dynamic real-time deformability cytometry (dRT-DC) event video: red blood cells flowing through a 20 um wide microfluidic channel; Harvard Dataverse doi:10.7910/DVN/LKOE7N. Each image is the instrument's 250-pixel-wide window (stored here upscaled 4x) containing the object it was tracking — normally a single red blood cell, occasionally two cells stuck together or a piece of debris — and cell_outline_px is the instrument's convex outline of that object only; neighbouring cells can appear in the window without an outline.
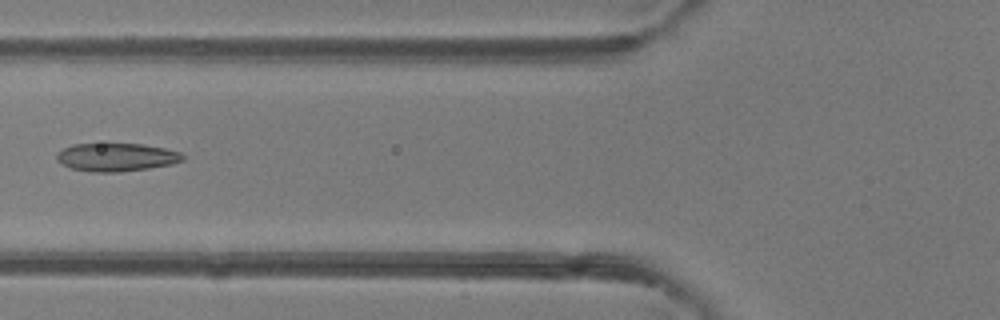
{"species": "common noctule bat (a hibernating species)", "species_latin": "Nyctalus noctula", "temperature_condition": "room temperature", "stored_images_in_passage": 6, "camera_frame_rate_fps": 3000, "um_per_image_px": 0.085, "animal": {"sex": "female"}, "frame": {"image": 1, "passage_image": 6, "time_ms": 1.667, "image_size_px": [1000, 320], "cell_outline_px": [[184, 160], [172, 164], [148, 168], [120, 172], [92, 172], [72, 168], [56, 160], [56, 152], [72, 144], [144, 144], [164, 148], [180, 152], [184, 156]], "centroid_in_image_um": [9.89, 13.36], "position_along_channel_um": 115.9, "area_um2": 20.63}}